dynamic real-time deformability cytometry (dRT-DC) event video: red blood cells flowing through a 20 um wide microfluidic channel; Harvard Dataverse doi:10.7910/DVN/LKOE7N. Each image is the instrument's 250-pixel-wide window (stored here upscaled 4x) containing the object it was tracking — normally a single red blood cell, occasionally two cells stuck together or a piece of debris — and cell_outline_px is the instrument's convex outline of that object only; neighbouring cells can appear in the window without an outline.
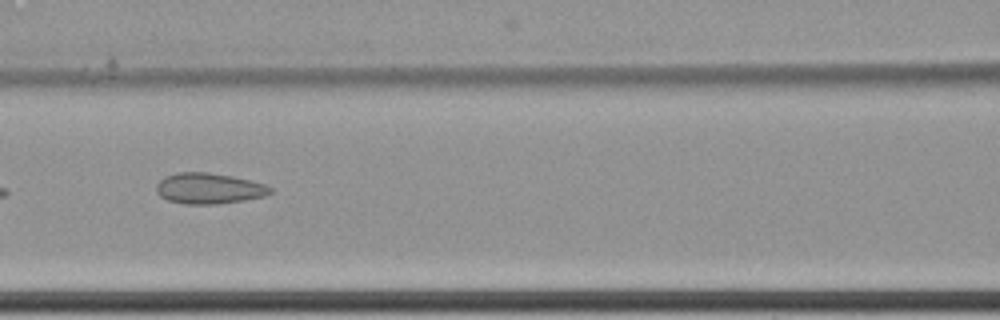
{"species": "common noctule bat (a hibernating species)", "species_latin": "Nyctalus noctula", "temperature_condition": "cold", "stored_images_in_passage": 10, "camera_frame_rate_fps": 3000, "um_per_image_px": 0.085, "animal": {"sex": "female", "body_mass_g": 22.7, "forearm_length_mm": 54.2}, "frame": {"image": 1, "passage_image": 9, "time_ms": 2.667, "image_size_px": [1000, 320], "cell_outline_px": [[272, 192], [264, 196], [244, 200], [216, 204], [184, 204], [168, 200], [160, 196], [156, 192], [156, 184], [164, 176], [176, 172], [208, 172], [232, 176], [264, 184], [272, 188]], "centroid_in_image_um": [17.72, 16.01], "position_along_channel_um": 148.9, "area_um2": 20.46}}
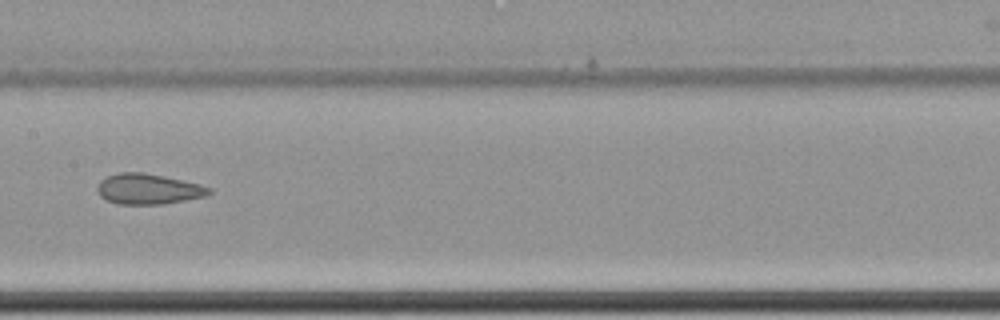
{"frame": {"image": 2, "passage_image": 10, "time_ms": 3.0, "image_size_px": [1000, 320], "cell_outline_px": [[212, 192], [204, 196], [164, 204], [120, 204], [108, 200], [100, 196], [96, 188], [100, 180], [108, 176], [120, 172], [144, 172], [164, 176], [200, 184], [212, 188]], "centroid_in_image_um": [12.6, 16.06], "position_along_channel_um": 194.8, "area_um2": 19.77}}